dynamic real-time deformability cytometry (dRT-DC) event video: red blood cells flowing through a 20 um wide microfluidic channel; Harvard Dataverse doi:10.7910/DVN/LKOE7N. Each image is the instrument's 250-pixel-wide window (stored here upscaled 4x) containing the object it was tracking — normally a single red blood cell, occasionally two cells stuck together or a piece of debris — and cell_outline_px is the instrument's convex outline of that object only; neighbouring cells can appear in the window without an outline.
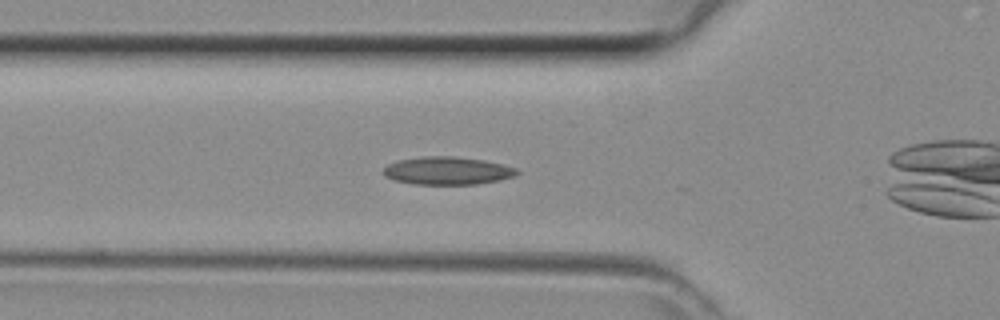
{"species": "common noctule bat (a hibernating species)", "species_latin": "Nyctalus noctula", "temperature_condition": "room temperature", "stored_images_in_passage": 36, "camera_frame_rate_fps": 3000, "um_per_image_px": 0.085, "animal": {"sex": "female", "body_mass_g": 29.2, "forearm_length_mm": 56.3}, "frame": {"image": 1, "passage_image": 7, "time_ms": 2.0, "image_size_px": [1000, 320], "cell_outline_px": [[520, 172], [516, 176], [476, 184], [412, 184], [396, 180], [384, 176], [384, 168], [388, 164], [400, 160], [424, 156], [452, 156], [484, 160], [516, 168]], "centroid_in_image_um": [38.03, 14.51], "position_along_channel_um": 87.8, "area_um2": 21.44}}
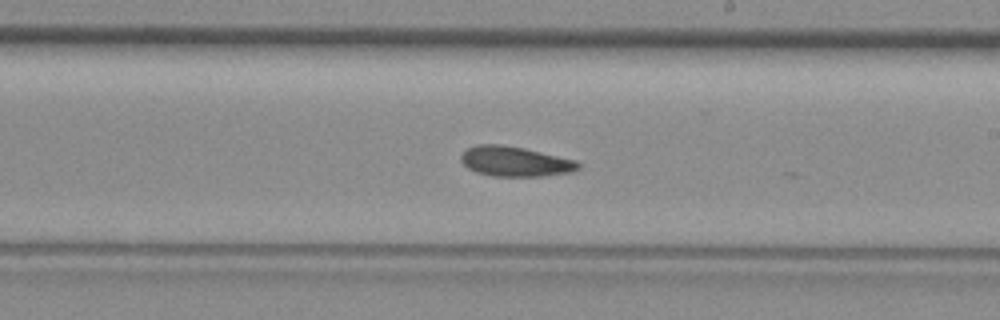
{"frame": {"image": 2, "passage_image": 17, "time_ms": 5.333, "image_size_px": [1000, 320], "cell_outline_px": [[580, 168], [572, 172], [544, 176], [492, 176], [476, 172], [468, 168], [460, 160], [460, 156], [468, 148], [476, 144], [500, 144], [524, 148], [576, 160], [580, 164]], "centroid_in_image_um": [43.78, 13.72], "position_along_channel_um": 245.2, "area_um2": 20.52}}
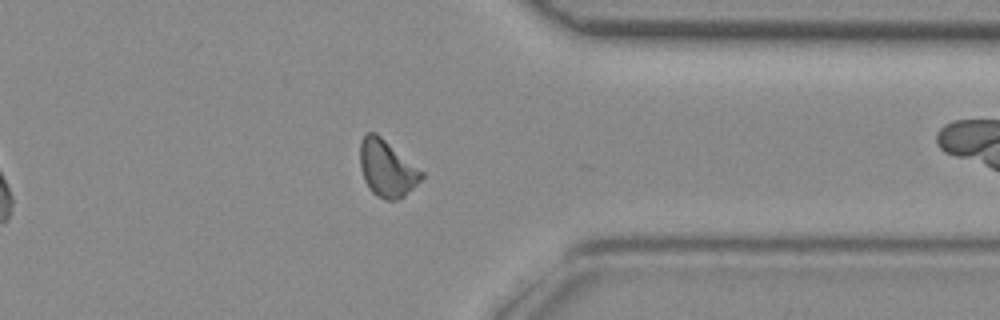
{"frame": {"image": 3, "passage_image": 26, "time_ms": 8.333, "image_size_px": [1000, 320], "cell_outline_px": [[424, 176], [404, 196], [396, 200], [384, 200], [376, 196], [372, 192], [364, 180], [360, 168], [360, 140], [368, 132], [376, 132], [424, 172]], "centroid_in_image_um": [32.87, 14.31], "position_along_channel_um": 378.5, "area_um2": 20.29}}